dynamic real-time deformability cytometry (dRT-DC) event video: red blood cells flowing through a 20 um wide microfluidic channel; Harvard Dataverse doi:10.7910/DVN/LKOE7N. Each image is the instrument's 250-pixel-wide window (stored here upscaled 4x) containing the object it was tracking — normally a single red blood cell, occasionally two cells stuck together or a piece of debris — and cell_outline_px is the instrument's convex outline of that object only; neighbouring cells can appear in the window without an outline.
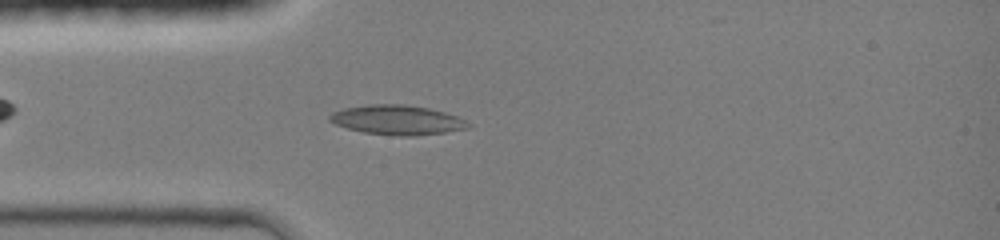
{"species": "common noctule bat (a hibernating species)", "species_latin": "Nyctalus noctula", "temperature_condition": "room temperature", "stored_images_in_passage": 43, "camera_frame_rate_fps": 3000, "um_per_image_px": 0.085, "animal": {"sex": "female", "body_mass_g": 19.0, "forearm_length_mm": 51.5}, "frame": {"image": 1, "passage_image": 11, "time_ms": 3.333, "image_size_px": [1000, 240], "cell_outline_px": [[472, 124], [468, 128], [444, 132], [416, 136], [400, 136], [364, 132], [348, 128], [336, 124], [328, 120], [328, 116], [332, 112], [344, 108], [368, 104], [404, 104], [428, 108], [444, 112], [456, 116]], "centroid_in_image_um": [33.75, 10.19], "position_along_channel_um": 51.3, "area_um2": 23.76}}
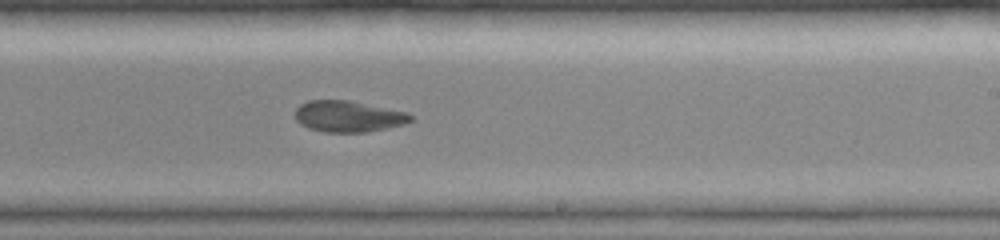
{"frame": {"image": 2, "passage_image": 26, "time_ms": 8.333, "image_size_px": [1000, 240], "cell_outline_px": [[412, 120], [404, 124], [388, 128], [368, 132], [324, 132], [308, 128], [300, 124], [296, 120], [296, 108], [300, 104], [308, 100], [348, 100], [408, 112], [412, 116]], "centroid_in_image_um": [29.6, 9.89], "position_along_channel_um": 259.4, "area_um2": 21.1}}
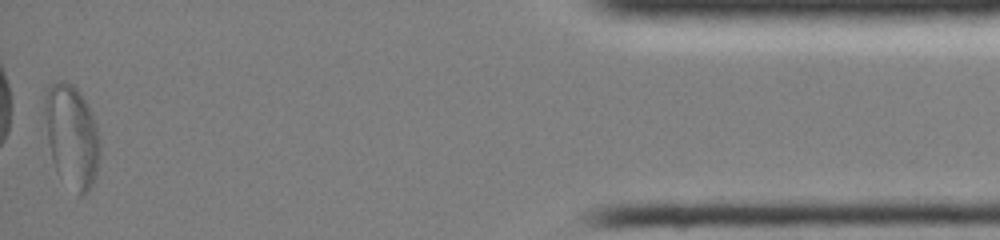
{"frame": {"image": 3, "passage_image": 43, "time_ms": 14.0, "image_size_px": [1000, 240], "cell_outline_px": [[100, 156], [96, 172], [92, 184], [84, 196], [80, 196], [56, 172], [52, 160], [48, 144], [44, 108], [44, 96], [48, 84], [60, 80], [64, 80], [72, 84], [80, 92], [96, 124], [100, 144]], "centroid_in_image_um": [6.08, 11.54], "position_along_channel_um": 429.1, "area_um2": 33.06}, "authors_computed_cell_mechanics": {"area_um2": 22.4264, "velocity_mm_per_s": 4.2608, "shape_relaxation_time_tau1_ms": 4.926, "shape_relaxation_time_tau2_ms": 1.7793, "deformation_change_tau1": 0.138, "deformation_change_tau2": 0.0566}}